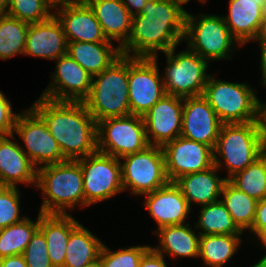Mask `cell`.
<instances>
[{"label":"cell","instance_id":"6da1fadb","mask_svg":"<svg viewBox=\"0 0 266 267\" xmlns=\"http://www.w3.org/2000/svg\"><path fill=\"white\" fill-rule=\"evenodd\" d=\"M182 0H147L139 14L132 16L131 32L120 48L121 55L152 58L166 53L184 40L187 11Z\"/></svg>","mask_w":266,"mask_h":267},{"label":"cell","instance_id":"7a4b0ae2","mask_svg":"<svg viewBox=\"0 0 266 267\" xmlns=\"http://www.w3.org/2000/svg\"><path fill=\"white\" fill-rule=\"evenodd\" d=\"M31 108L44 120L66 160L97 151V122L83 102L54 101L39 97Z\"/></svg>","mask_w":266,"mask_h":267},{"label":"cell","instance_id":"3957f363","mask_svg":"<svg viewBox=\"0 0 266 267\" xmlns=\"http://www.w3.org/2000/svg\"><path fill=\"white\" fill-rule=\"evenodd\" d=\"M35 187L44 195L42 214L65 215L68 214L65 209H73L76 203L85 206L83 175L77 160L39 167Z\"/></svg>","mask_w":266,"mask_h":267},{"label":"cell","instance_id":"277c9868","mask_svg":"<svg viewBox=\"0 0 266 267\" xmlns=\"http://www.w3.org/2000/svg\"><path fill=\"white\" fill-rule=\"evenodd\" d=\"M265 144L261 122L222 124L213 150L214 165L221 168L219 158L224 159L228 180L261 157L266 152Z\"/></svg>","mask_w":266,"mask_h":267},{"label":"cell","instance_id":"5b68a950","mask_svg":"<svg viewBox=\"0 0 266 267\" xmlns=\"http://www.w3.org/2000/svg\"><path fill=\"white\" fill-rule=\"evenodd\" d=\"M128 88V56L121 55L92 77L89 95L83 103L97 123L107 118L129 116Z\"/></svg>","mask_w":266,"mask_h":267},{"label":"cell","instance_id":"8992f818","mask_svg":"<svg viewBox=\"0 0 266 267\" xmlns=\"http://www.w3.org/2000/svg\"><path fill=\"white\" fill-rule=\"evenodd\" d=\"M254 92L248 84L220 81L210 75L202 96L223 124L261 122V101Z\"/></svg>","mask_w":266,"mask_h":267},{"label":"cell","instance_id":"52a82bcc","mask_svg":"<svg viewBox=\"0 0 266 267\" xmlns=\"http://www.w3.org/2000/svg\"><path fill=\"white\" fill-rule=\"evenodd\" d=\"M197 20V17L186 13L183 39L188 41L189 49L208 62L229 59L234 43L240 44L231 35L223 17L206 14Z\"/></svg>","mask_w":266,"mask_h":267},{"label":"cell","instance_id":"ba28073f","mask_svg":"<svg viewBox=\"0 0 266 267\" xmlns=\"http://www.w3.org/2000/svg\"><path fill=\"white\" fill-rule=\"evenodd\" d=\"M175 50L176 47L164 53L167 66L162 80L166 94L181 98L203 95L210 77L206 74L208 61L189 48L178 54Z\"/></svg>","mask_w":266,"mask_h":267},{"label":"cell","instance_id":"9c48e42d","mask_svg":"<svg viewBox=\"0 0 266 267\" xmlns=\"http://www.w3.org/2000/svg\"><path fill=\"white\" fill-rule=\"evenodd\" d=\"M149 146L143 116L107 118L97 123V151L121 158Z\"/></svg>","mask_w":266,"mask_h":267},{"label":"cell","instance_id":"30bf717a","mask_svg":"<svg viewBox=\"0 0 266 267\" xmlns=\"http://www.w3.org/2000/svg\"><path fill=\"white\" fill-rule=\"evenodd\" d=\"M122 185L125 191L135 195L153 192L166 185L169 180L165 170L162 146L149 145L145 150L121 157Z\"/></svg>","mask_w":266,"mask_h":267},{"label":"cell","instance_id":"8fae6325","mask_svg":"<svg viewBox=\"0 0 266 267\" xmlns=\"http://www.w3.org/2000/svg\"><path fill=\"white\" fill-rule=\"evenodd\" d=\"M77 161L83 175L85 207L108 200L123 191L119 158L96 151Z\"/></svg>","mask_w":266,"mask_h":267},{"label":"cell","instance_id":"7c38bea8","mask_svg":"<svg viewBox=\"0 0 266 267\" xmlns=\"http://www.w3.org/2000/svg\"><path fill=\"white\" fill-rule=\"evenodd\" d=\"M157 55L152 58L128 56L129 107L131 115L144 116L164 95Z\"/></svg>","mask_w":266,"mask_h":267},{"label":"cell","instance_id":"4fadbf2b","mask_svg":"<svg viewBox=\"0 0 266 267\" xmlns=\"http://www.w3.org/2000/svg\"><path fill=\"white\" fill-rule=\"evenodd\" d=\"M14 131L23 140L26 147L22 150L37 169L66 161L46 123L31 107L19 113Z\"/></svg>","mask_w":266,"mask_h":267},{"label":"cell","instance_id":"5bb4252c","mask_svg":"<svg viewBox=\"0 0 266 267\" xmlns=\"http://www.w3.org/2000/svg\"><path fill=\"white\" fill-rule=\"evenodd\" d=\"M165 170L169 182L180 176L204 171L214 165L213 149L200 142L182 136L162 146Z\"/></svg>","mask_w":266,"mask_h":267},{"label":"cell","instance_id":"9a60e30c","mask_svg":"<svg viewBox=\"0 0 266 267\" xmlns=\"http://www.w3.org/2000/svg\"><path fill=\"white\" fill-rule=\"evenodd\" d=\"M183 98L166 94L143 116L149 145L163 146L181 135ZM149 134H152L149 135Z\"/></svg>","mask_w":266,"mask_h":267},{"label":"cell","instance_id":"2e32d148","mask_svg":"<svg viewBox=\"0 0 266 267\" xmlns=\"http://www.w3.org/2000/svg\"><path fill=\"white\" fill-rule=\"evenodd\" d=\"M56 61L54 81L41 96L54 101L83 102L90 92L91 75L67 54Z\"/></svg>","mask_w":266,"mask_h":267},{"label":"cell","instance_id":"e0dca14e","mask_svg":"<svg viewBox=\"0 0 266 267\" xmlns=\"http://www.w3.org/2000/svg\"><path fill=\"white\" fill-rule=\"evenodd\" d=\"M222 122L201 95L183 98L182 137L215 148Z\"/></svg>","mask_w":266,"mask_h":267},{"label":"cell","instance_id":"ac0fdd59","mask_svg":"<svg viewBox=\"0 0 266 267\" xmlns=\"http://www.w3.org/2000/svg\"><path fill=\"white\" fill-rule=\"evenodd\" d=\"M55 12L67 42H112L104 36L94 11L86 1L60 6Z\"/></svg>","mask_w":266,"mask_h":267},{"label":"cell","instance_id":"d6986e66","mask_svg":"<svg viewBox=\"0 0 266 267\" xmlns=\"http://www.w3.org/2000/svg\"><path fill=\"white\" fill-rule=\"evenodd\" d=\"M145 206L157 222L158 229L186 223L191 207L174 182L144 194Z\"/></svg>","mask_w":266,"mask_h":267},{"label":"cell","instance_id":"ffe728a7","mask_svg":"<svg viewBox=\"0 0 266 267\" xmlns=\"http://www.w3.org/2000/svg\"><path fill=\"white\" fill-rule=\"evenodd\" d=\"M65 54L67 40L54 14L43 22L29 24L23 55L56 60Z\"/></svg>","mask_w":266,"mask_h":267},{"label":"cell","instance_id":"44dd1931","mask_svg":"<svg viewBox=\"0 0 266 267\" xmlns=\"http://www.w3.org/2000/svg\"><path fill=\"white\" fill-rule=\"evenodd\" d=\"M37 168L18 143L0 136V186L16 187L18 183L36 186Z\"/></svg>","mask_w":266,"mask_h":267},{"label":"cell","instance_id":"7402d4cb","mask_svg":"<svg viewBox=\"0 0 266 267\" xmlns=\"http://www.w3.org/2000/svg\"><path fill=\"white\" fill-rule=\"evenodd\" d=\"M265 2L266 0H229V14L223 16V19L240 45L255 41L263 19Z\"/></svg>","mask_w":266,"mask_h":267},{"label":"cell","instance_id":"603a6c76","mask_svg":"<svg viewBox=\"0 0 266 267\" xmlns=\"http://www.w3.org/2000/svg\"><path fill=\"white\" fill-rule=\"evenodd\" d=\"M94 11L107 40H116L120 48L127 42L132 15L121 0H85Z\"/></svg>","mask_w":266,"mask_h":267},{"label":"cell","instance_id":"cb8c5ba5","mask_svg":"<svg viewBox=\"0 0 266 267\" xmlns=\"http://www.w3.org/2000/svg\"><path fill=\"white\" fill-rule=\"evenodd\" d=\"M217 171L219 168L213 165L204 171L180 176L174 181L190 207L192 202L203 206L218 201L227 179L218 177Z\"/></svg>","mask_w":266,"mask_h":267},{"label":"cell","instance_id":"d4e9b609","mask_svg":"<svg viewBox=\"0 0 266 267\" xmlns=\"http://www.w3.org/2000/svg\"><path fill=\"white\" fill-rule=\"evenodd\" d=\"M79 224L69 214H42L39 212V229L46 238L48 256L53 267H64L70 233Z\"/></svg>","mask_w":266,"mask_h":267},{"label":"cell","instance_id":"484cf974","mask_svg":"<svg viewBox=\"0 0 266 267\" xmlns=\"http://www.w3.org/2000/svg\"><path fill=\"white\" fill-rule=\"evenodd\" d=\"M113 46L112 42H67V55L93 77L121 56L120 47Z\"/></svg>","mask_w":266,"mask_h":267},{"label":"cell","instance_id":"4316f807","mask_svg":"<svg viewBox=\"0 0 266 267\" xmlns=\"http://www.w3.org/2000/svg\"><path fill=\"white\" fill-rule=\"evenodd\" d=\"M194 231L188 223L161 227L154 231L161 245L151 248L161 255L170 254V257H198L200 234L196 235Z\"/></svg>","mask_w":266,"mask_h":267},{"label":"cell","instance_id":"83f0119b","mask_svg":"<svg viewBox=\"0 0 266 267\" xmlns=\"http://www.w3.org/2000/svg\"><path fill=\"white\" fill-rule=\"evenodd\" d=\"M104 243L79 224L69 236L64 267H83L99 258Z\"/></svg>","mask_w":266,"mask_h":267},{"label":"cell","instance_id":"f1b7e54d","mask_svg":"<svg viewBox=\"0 0 266 267\" xmlns=\"http://www.w3.org/2000/svg\"><path fill=\"white\" fill-rule=\"evenodd\" d=\"M242 234H213L200 235L199 256L204 260V265L223 267L236 253L242 242Z\"/></svg>","mask_w":266,"mask_h":267},{"label":"cell","instance_id":"f546056e","mask_svg":"<svg viewBox=\"0 0 266 267\" xmlns=\"http://www.w3.org/2000/svg\"><path fill=\"white\" fill-rule=\"evenodd\" d=\"M221 195L224 196L221 201L229 211L237 227L242 232L245 229L250 230L258 201L237 189L228 180L224 183Z\"/></svg>","mask_w":266,"mask_h":267},{"label":"cell","instance_id":"4dcf8cb0","mask_svg":"<svg viewBox=\"0 0 266 267\" xmlns=\"http://www.w3.org/2000/svg\"><path fill=\"white\" fill-rule=\"evenodd\" d=\"M200 216L196 228L202 229L200 235L213 234H242L243 232L234 223L229 211L221 200L201 206Z\"/></svg>","mask_w":266,"mask_h":267},{"label":"cell","instance_id":"1f68e13d","mask_svg":"<svg viewBox=\"0 0 266 267\" xmlns=\"http://www.w3.org/2000/svg\"><path fill=\"white\" fill-rule=\"evenodd\" d=\"M38 228L39 215L36 222L25 217L13 225L0 229V259L13 255H22Z\"/></svg>","mask_w":266,"mask_h":267},{"label":"cell","instance_id":"d6a6232c","mask_svg":"<svg viewBox=\"0 0 266 267\" xmlns=\"http://www.w3.org/2000/svg\"><path fill=\"white\" fill-rule=\"evenodd\" d=\"M228 181L257 201L264 199L266 197V152Z\"/></svg>","mask_w":266,"mask_h":267},{"label":"cell","instance_id":"836d02e7","mask_svg":"<svg viewBox=\"0 0 266 267\" xmlns=\"http://www.w3.org/2000/svg\"><path fill=\"white\" fill-rule=\"evenodd\" d=\"M29 24L7 14L0 16V59L24 54Z\"/></svg>","mask_w":266,"mask_h":267},{"label":"cell","instance_id":"e575fe53","mask_svg":"<svg viewBox=\"0 0 266 267\" xmlns=\"http://www.w3.org/2000/svg\"><path fill=\"white\" fill-rule=\"evenodd\" d=\"M46 0H7L6 14L28 24L48 20L54 13Z\"/></svg>","mask_w":266,"mask_h":267},{"label":"cell","instance_id":"d590c367","mask_svg":"<svg viewBox=\"0 0 266 267\" xmlns=\"http://www.w3.org/2000/svg\"><path fill=\"white\" fill-rule=\"evenodd\" d=\"M151 246H131L118 251H111L103 244L99 258L102 267H139L142 256Z\"/></svg>","mask_w":266,"mask_h":267},{"label":"cell","instance_id":"8d00e7d4","mask_svg":"<svg viewBox=\"0 0 266 267\" xmlns=\"http://www.w3.org/2000/svg\"><path fill=\"white\" fill-rule=\"evenodd\" d=\"M20 196L17 187L0 186V229L25 218L20 216ZM21 217V218H20Z\"/></svg>","mask_w":266,"mask_h":267},{"label":"cell","instance_id":"74e56055","mask_svg":"<svg viewBox=\"0 0 266 267\" xmlns=\"http://www.w3.org/2000/svg\"><path fill=\"white\" fill-rule=\"evenodd\" d=\"M22 255L28 267H53L48 256L46 238L39 228L31 237Z\"/></svg>","mask_w":266,"mask_h":267},{"label":"cell","instance_id":"f35d334b","mask_svg":"<svg viewBox=\"0 0 266 267\" xmlns=\"http://www.w3.org/2000/svg\"><path fill=\"white\" fill-rule=\"evenodd\" d=\"M19 114L12 112L11 103L0 91V136L14 138V127Z\"/></svg>","mask_w":266,"mask_h":267},{"label":"cell","instance_id":"ab89813d","mask_svg":"<svg viewBox=\"0 0 266 267\" xmlns=\"http://www.w3.org/2000/svg\"><path fill=\"white\" fill-rule=\"evenodd\" d=\"M261 243L266 242V197L257 202L253 225L250 229Z\"/></svg>","mask_w":266,"mask_h":267},{"label":"cell","instance_id":"60d3db41","mask_svg":"<svg viewBox=\"0 0 266 267\" xmlns=\"http://www.w3.org/2000/svg\"><path fill=\"white\" fill-rule=\"evenodd\" d=\"M139 267H167L164 255L150 248L141 258Z\"/></svg>","mask_w":266,"mask_h":267},{"label":"cell","instance_id":"b9f144b4","mask_svg":"<svg viewBox=\"0 0 266 267\" xmlns=\"http://www.w3.org/2000/svg\"><path fill=\"white\" fill-rule=\"evenodd\" d=\"M0 267H28L23 255H13L0 259Z\"/></svg>","mask_w":266,"mask_h":267},{"label":"cell","instance_id":"7bdbcfd3","mask_svg":"<svg viewBox=\"0 0 266 267\" xmlns=\"http://www.w3.org/2000/svg\"><path fill=\"white\" fill-rule=\"evenodd\" d=\"M121 1L127 7L130 14L134 16L135 14H139L141 12L147 0H121ZM132 8H134V10L136 9L135 10L136 13L132 10Z\"/></svg>","mask_w":266,"mask_h":267},{"label":"cell","instance_id":"ee69618b","mask_svg":"<svg viewBox=\"0 0 266 267\" xmlns=\"http://www.w3.org/2000/svg\"><path fill=\"white\" fill-rule=\"evenodd\" d=\"M255 40L260 42V46H266V18L262 19L260 29Z\"/></svg>","mask_w":266,"mask_h":267},{"label":"cell","instance_id":"f6af8a7d","mask_svg":"<svg viewBox=\"0 0 266 267\" xmlns=\"http://www.w3.org/2000/svg\"><path fill=\"white\" fill-rule=\"evenodd\" d=\"M261 52V70H262V84L266 86V46H260Z\"/></svg>","mask_w":266,"mask_h":267},{"label":"cell","instance_id":"bcb514c9","mask_svg":"<svg viewBox=\"0 0 266 267\" xmlns=\"http://www.w3.org/2000/svg\"><path fill=\"white\" fill-rule=\"evenodd\" d=\"M48 4L54 9L57 6L70 5L75 3H80L85 0H46Z\"/></svg>","mask_w":266,"mask_h":267},{"label":"cell","instance_id":"7dc6e473","mask_svg":"<svg viewBox=\"0 0 266 267\" xmlns=\"http://www.w3.org/2000/svg\"><path fill=\"white\" fill-rule=\"evenodd\" d=\"M260 120L266 138V104L263 103L260 106Z\"/></svg>","mask_w":266,"mask_h":267},{"label":"cell","instance_id":"c3c4849f","mask_svg":"<svg viewBox=\"0 0 266 267\" xmlns=\"http://www.w3.org/2000/svg\"><path fill=\"white\" fill-rule=\"evenodd\" d=\"M83 267H102L101 259L97 258L96 260L92 261L91 263L86 264Z\"/></svg>","mask_w":266,"mask_h":267},{"label":"cell","instance_id":"681fc988","mask_svg":"<svg viewBox=\"0 0 266 267\" xmlns=\"http://www.w3.org/2000/svg\"><path fill=\"white\" fill-rule=\"evenodd\" d=\"M7 0H0V16L6 14Z\"/></svg>","mask_w":266,"mask_h":267},{"label":"cell","instance_id":"f907efd6","mask_svg":"<svg viewBox=\"0 0 266 267\" xmlns=\"http://www.w3.org/2000/svg\"><path fill=\"white\" fill-rule=\"evenodd\" d=\"M263 246L266 249V242L263 243ZM256 264H266V255L262 257V259H260L259 262H257Z\"/></svg>","mask_w":266,"mask_h":267},{"label":"cell","instance_id":"816d5d0a","mask_svg":"<svg viewBox=\"0 0 266 267\" xmlns=\"http://www.w3.org/2000/svg\"><path fill=\"white\" fill-rule=\"evenodd\" d=\"M262 11H263V18H266V2L264 3Z\"/></svg>","mask_w":266,"mask_h":267},{"label":"cell","instance_id":"f5cc1de1","mask_svg":"<svg viewBox=\"0 0 266 267\" xmlns=\"http://www.w3.org/2000/svg\"><path fill=\"white\" fill-rule=\"evenodd\" d=\"M254 267H266V264H255Z\"/></svg>","mask_w":266,"mask_h":267},{"label":"cell","instance_id":"db71d44e","mask_svg":"<svg viewBox=\"0 0 266 267\" xmlns=\"http://www.w3.org/2000/svg\"><path fill=\"white\" fill-rule=\"evenodd\" d=\"M182 1H184V2H189L190 0H182ZM198 1H200V2H202V3H204V2H206V1H204V0H198Z\"/></svg>","mask_w":266,"mask_h":267}]
</instances>
